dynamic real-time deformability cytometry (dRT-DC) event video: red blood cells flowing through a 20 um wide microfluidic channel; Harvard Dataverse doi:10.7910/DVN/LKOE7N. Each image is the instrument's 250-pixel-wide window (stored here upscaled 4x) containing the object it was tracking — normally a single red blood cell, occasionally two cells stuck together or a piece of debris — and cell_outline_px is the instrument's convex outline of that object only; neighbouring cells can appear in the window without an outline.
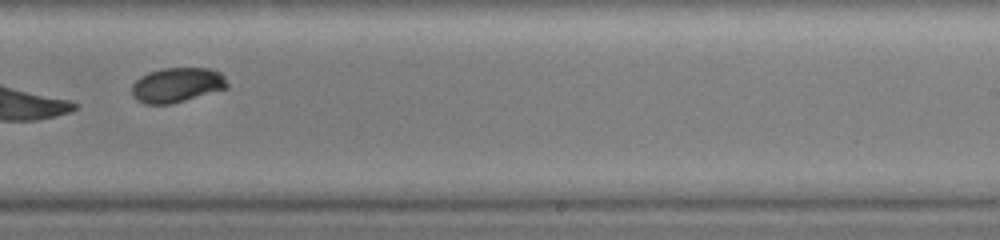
{"species": "common noctule bat (a hibernating species)", "species_latin": "Nyctalus noctula", "temperature_condition": "warm", "stored_images_in_passage": 35, "camera_frame_rate_fps": 3000, "um_per_image_px": 0.085, "animal": {"sex": "female", "body_mass_g": 19.0, "forearm_length_mm": 51.5}, "frame": {"image": 1, "passage_image": 31, "time_ms": 7.667, "image_size_px": [1000, 240], "cell_outline_px": [[228, 88], [172, 104], [144, 104], [136, 100], [132, 96], [132, 84], [140, 76], [148, 72], [160, 68], [208, 68], [220, 72], [224, 76], [228, 84]], "centroid_in_image_um": [15.02, 7.22], "position_along_channel_um": 274.0, "area_um2": 19.54}}